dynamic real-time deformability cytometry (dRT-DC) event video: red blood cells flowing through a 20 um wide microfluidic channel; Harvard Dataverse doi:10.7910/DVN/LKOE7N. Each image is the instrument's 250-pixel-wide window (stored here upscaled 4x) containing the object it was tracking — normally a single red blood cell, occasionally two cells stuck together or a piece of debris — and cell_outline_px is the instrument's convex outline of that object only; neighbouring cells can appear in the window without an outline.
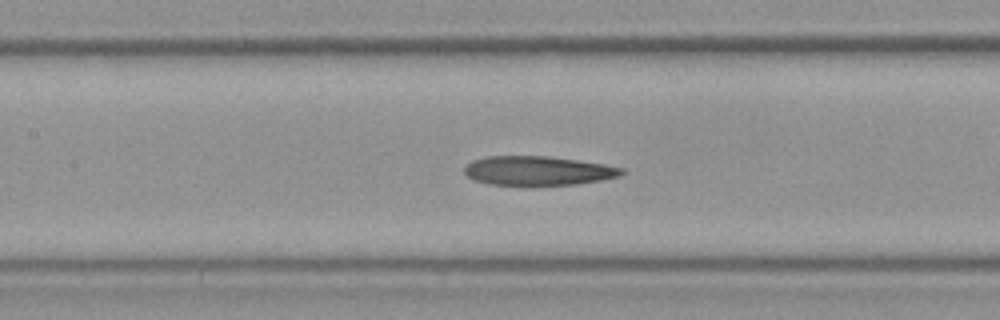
{"species": "Egyptian fruit bat (a non-hibernating species)", "species_latin": "Rousettus aegyptiacus", "temperature_condition": "room temperature", "stored_images_in_passage": 13, "camera_frame_rate_fps": 3000, "um_per_image_px": 0.085, "frame": {"image": 1, "passage_image": 11, "time_ms": 3.333, "image_size_px": [1000, 320], "cell_outline_px": [[624, 172], [620, 176], [600, 180], [576, 184], [488, 184], [472, 180], [464, 172], [464, 168], [472, 160], [488, 156], [548, 156], [604, 164], [624, 168]], "centroid_in_image_um": [45.71, 14.5], "position_along_channel_um": 161.7, "area_um2": 26.41}}